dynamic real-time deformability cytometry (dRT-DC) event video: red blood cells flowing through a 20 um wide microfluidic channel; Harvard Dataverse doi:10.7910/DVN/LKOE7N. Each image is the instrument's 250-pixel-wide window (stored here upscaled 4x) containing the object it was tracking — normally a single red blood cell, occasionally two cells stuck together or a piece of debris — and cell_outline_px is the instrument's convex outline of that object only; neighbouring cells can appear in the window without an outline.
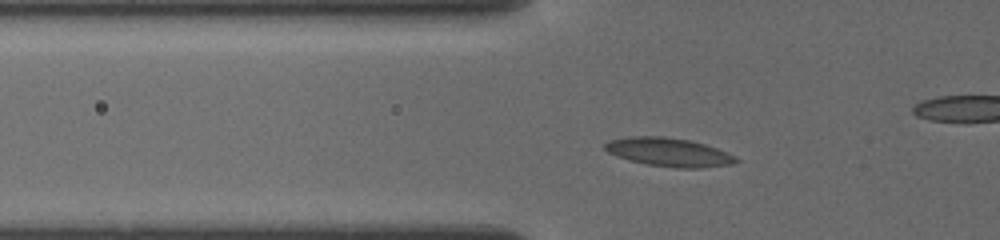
{"species": "common noctule bat (a hibernating species)", "species_latin": "Nyctalus noctula", "temperature_condition": "cold", "stored_images_in_passage": 39, "camera_frame_rate_fps": 3000, "um_per_image_px": 0.085, "animal": {"sex": "female", "body_mass_g": 19.5, "forearm_length_mm": 54.1}, "frame": {"image": 1, "passage_image": 6, "time_ms": 1.333, "image_size_px": [1000, 240], "cell_outline_px": [[740, 160], [728, 164], [700, 168], [676, 168], [648, 164], [628, 160], [616, 156], [608, 152], [604, 148], [604, 144], [608, 140], [628, 136], [664, 136], [688, 140], [704, 144], [716, 148], [736, 156]], "centroid_in_image_um": [56.8, 12.92], "position_along_channel_um": 69.0, "area_um2": 21.73}}
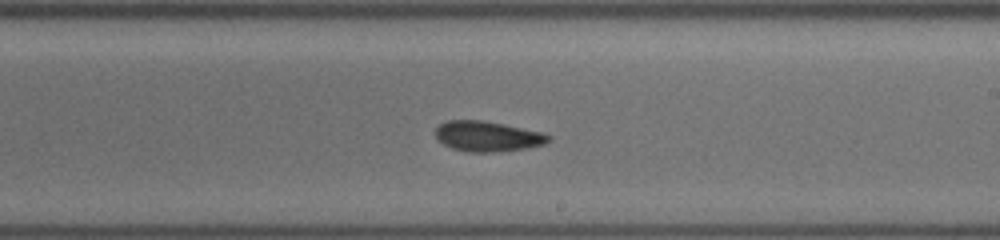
{"frame": {"image": 2, "passage_image": 19, "time_ms": 6.0, "image_size_px": [1000, 240], "cell_outline_px": [[552, 140], [544, 144], [528, 148], [496, 152], [468, 152], [452, 148], [444, 144], [436, 136], [436, 128], [440, 124], [448, 120], [480, 120], [504, 124], [544, 132], [552, 136]], "centroid_in_image_um": [41.5, 11.59], "position_along_channel_um": 247.5, "area_um2": 20.06}}
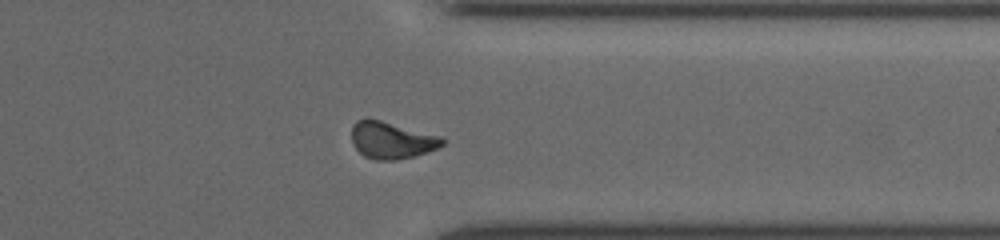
{"frame": {"image": 3, "passage_image": 29, "time_ms": 9.333, "image_size_px": [1000, 240], "cell_outline_px": [[444, 144], [436, 148], [416, 156], [396, 160], [376, 160], [364, 156], [352, 144], [352, 124], [356, 120], [380, 120], [440, 136], [444, 140]], "centroid_in_image_um": [33.27, 11.94], "position_along_channel_um": 378.1, "area_um2": 19.25}}